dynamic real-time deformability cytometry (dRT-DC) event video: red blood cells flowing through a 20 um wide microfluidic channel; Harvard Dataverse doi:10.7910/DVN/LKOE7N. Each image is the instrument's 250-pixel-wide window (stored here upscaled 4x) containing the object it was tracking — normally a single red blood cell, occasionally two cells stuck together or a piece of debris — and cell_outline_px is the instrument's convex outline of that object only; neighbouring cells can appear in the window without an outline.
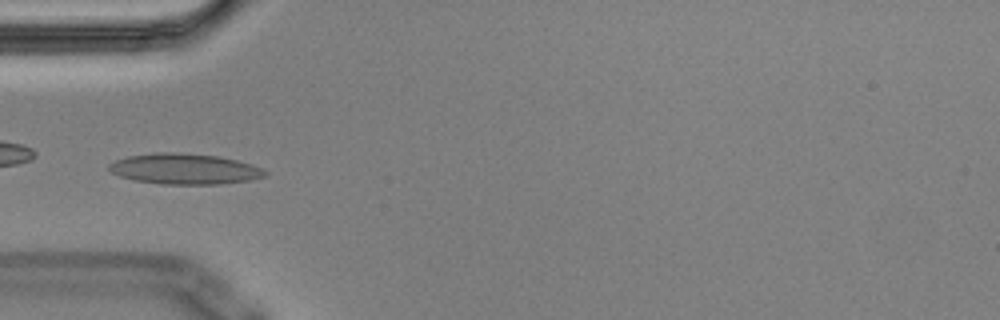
{"species": "Egyptian fruit bat (a non-hibernating species)", "species_latin": "Rousettus aegyptiacus", "temperature_condition": "cold", "stored_images_in_passage": 10, "camera_frame_rate_fps": 3000, "um_per_image_px": 0.085, "animal": {"sex": "male"}, "frame": {"image": 1, "passage_image": 6, "time_ms": 1.667, "image_size_px": [1000, 320], "cell_outline_px": [[268, 172], [264, 176], [252, 180], [220, 184], [164, 184], [136, 180], [120, 176], [112, 172], [108, 168], [108, 164], [116, 160], [128, 156], [156, 152], [172, 152], [216, 156], [236, 160], [252, 164]], "centroid_in_image_um": [15.69, 14.36], "position_along_channel_um": 69.3, "area_um2": 27.63}}
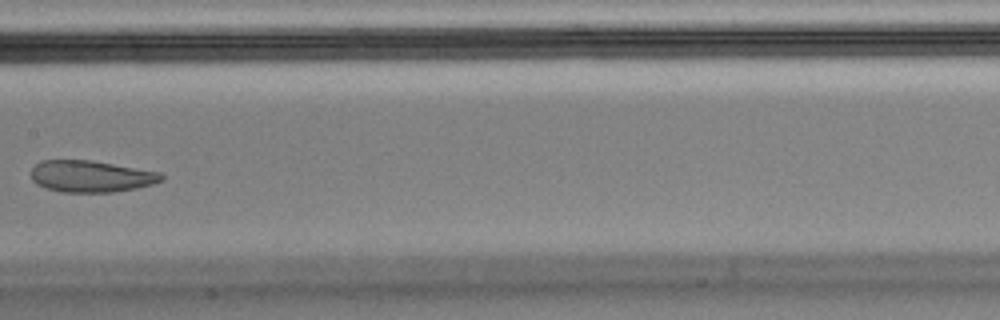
{"frame": {"image": 2, "passage_image": 9, "time_ms": 2.667, "image_size_px": [1000, 320], "cell_outline_px": [[164, 180], [152, 184], [136, 188], [112, 192], [64, 192], [48, 188], [36, 184], [32, 180], [32, 168], [40, 160], [88, 160], [160, 172], [164, 176]], "centroid_in_image_um": [7.73, 14.99], "position_along_channel_um": 199.7, "area_um2": 23.81}}
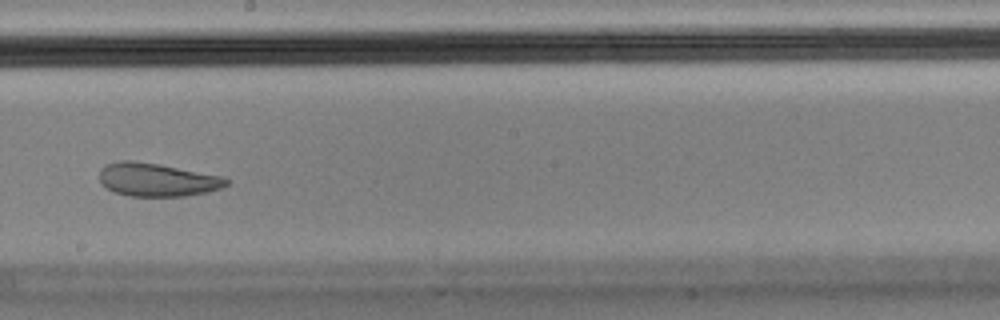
{"frame": {"image": 3, "passage_image": 10, "time_ms": 3.0, "image_size_px": [1000, 320], "cell_outline_px": [[228, 184], [220, 188], [208, 192], [184, 196], [128, 196], [116, 192], [108, 188], [100, 180], [100, 168], [104, 164], [120, 160], [132, 160], [160, 164], [224, 176], [228, 180]], "centroid_in_image_um": [13.36, 15.26], "position_along_channel_um": 234.8, "area_um2": 24.68}}